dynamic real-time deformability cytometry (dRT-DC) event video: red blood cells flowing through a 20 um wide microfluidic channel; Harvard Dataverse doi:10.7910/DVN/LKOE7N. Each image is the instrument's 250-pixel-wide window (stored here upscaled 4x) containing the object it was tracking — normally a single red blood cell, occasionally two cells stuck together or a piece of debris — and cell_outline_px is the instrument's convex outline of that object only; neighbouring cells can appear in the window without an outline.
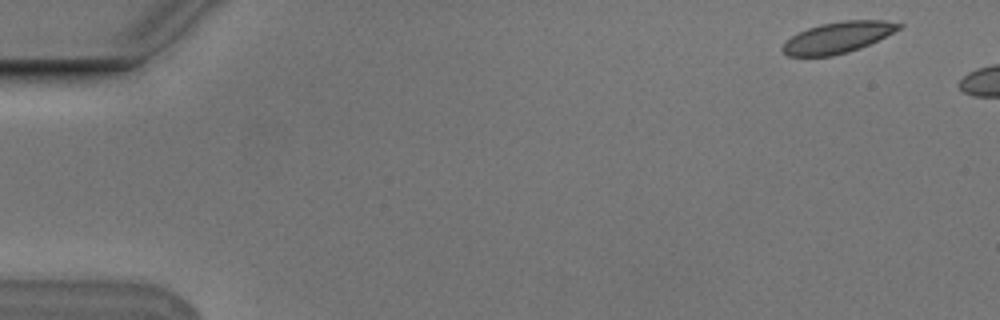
{"species": "Egyptian fruit bat (a non-hibernating species)", "species_latin": "Rousettus aegyptiacus", "temperature_condition": "cold", "stored_images_in_passage": 2, "camera_frame_rate_fps": 3000, "um_per_image_px": 0.085, "animal": {"sex": "male"}, "frame": {"image": 1, "passage_image": 1, "time_ms": 0.0, "image_size_px": [1000, 320], "cell_outline_px": [[904, 24], [900, 28], [860, 48], [848, 52], [832, 56], [788, 56], [780, 48], [792, 36], [808, 28], [820, 24], [844, 20], [884, 20]], "centroid_in_image_um": [71.2, 3.18], "position_along_channel_um": 13.8, "area_um2": 20.75}}